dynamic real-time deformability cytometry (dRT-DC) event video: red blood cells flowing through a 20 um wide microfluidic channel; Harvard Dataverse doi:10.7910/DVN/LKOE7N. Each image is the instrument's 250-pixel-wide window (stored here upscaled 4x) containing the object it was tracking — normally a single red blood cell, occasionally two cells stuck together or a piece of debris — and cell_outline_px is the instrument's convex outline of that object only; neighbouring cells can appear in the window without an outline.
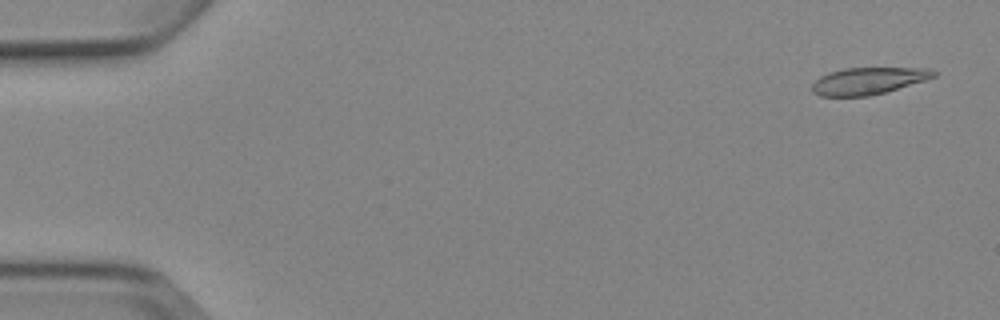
{"species": "Egyptian fruit bat (a non-hibernating species)", "species_latin": "Rousettus aegyptiacus", "temperature_condition": "cold", "stored_images_in_passage": 5, "camera_frame_rate_fps": 3000, "um_per_image_px": 0.085, "animal": {"sex": "female"}, "frame": {"image": 1, "passage_image": 1, "time_ms": 0.0, "image_size_px": [1000, 320], "cell_outline_px": [[936, 76], [924, 80], [884, 92], [868, 96], [820, 96], [812, 92], [812, 84], [820, 76], [828, 72], [844, 68], [928, 68], [936, 72]], "centroid_in_image_um": [73.75, 6.87], "position_along_channel_um": 11.2, "area_um2": 18.9}}
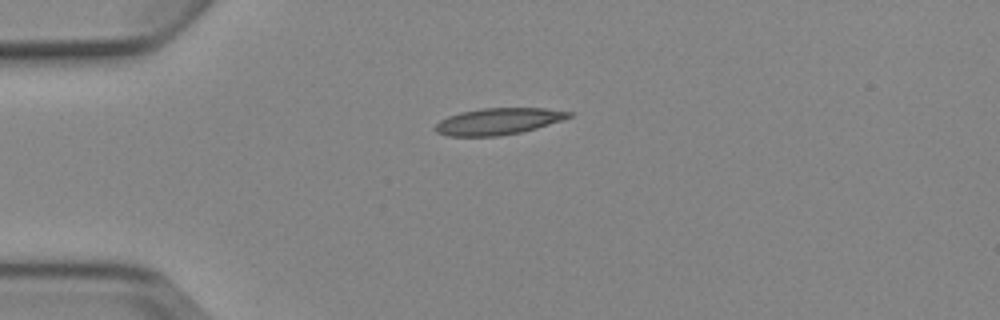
{"frame": {"image": 2, "passage_image": 4, "time_ms": 3.667, "image_size_px": [1000, 320], "cell_outline_px": [[572, 116], [564, 120], [536, 128], [520, 132], [500, 136], [448, 136], [436, 132], [432, 128], [440, 120], [448, 116], [460, 112], [484, 108], [544, 108], [572, 112]], "centroid_in_image_um": [42.34, 10.31], "position_along_channel_um": 42.7, "area_um2": 20.75}}